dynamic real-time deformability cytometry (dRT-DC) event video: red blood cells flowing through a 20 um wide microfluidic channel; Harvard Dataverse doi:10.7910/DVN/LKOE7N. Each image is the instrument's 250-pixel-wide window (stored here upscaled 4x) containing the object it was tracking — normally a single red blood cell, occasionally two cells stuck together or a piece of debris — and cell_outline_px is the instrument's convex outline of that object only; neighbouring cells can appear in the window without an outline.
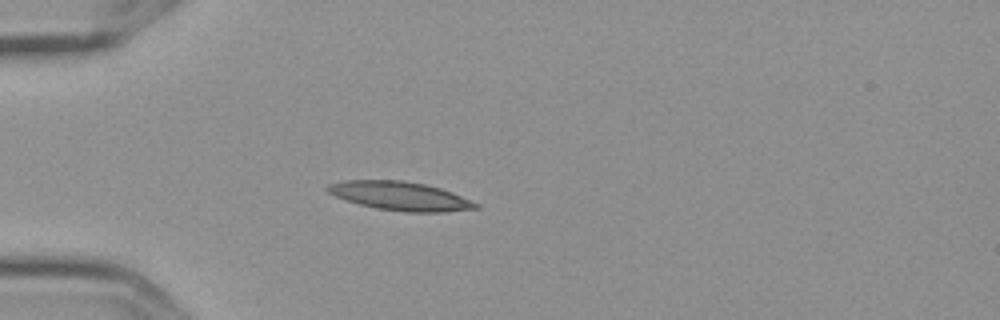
{"species": "Egyptian fruit bat (a non-hibernating species)", "species_latin": "Rousettus aegyptiacus", "temperature_condition": "cold", "stored_images_in_passage": 4, "camera_frame_rate_fps": 3000, "um_per_image_px": 0.085, "frame": {"image": 1, "passage_image": 4, "time_ms": 1.0, "image_size_px": [1000, 320], "cell_outline_px": [[480, 208], [444, 212], [408, 212], [376, 208], [360, 204], [336, 196], [328, 192], [324, 188], [328, 184], [344, 180], [400, 180], [424, 184], [440, 188], [452, 192], [480, 204]], "centroid_in_image_um": [34.03, 16.66], "position_along_channel_um": 51.0, "area_um2": 24.68}}